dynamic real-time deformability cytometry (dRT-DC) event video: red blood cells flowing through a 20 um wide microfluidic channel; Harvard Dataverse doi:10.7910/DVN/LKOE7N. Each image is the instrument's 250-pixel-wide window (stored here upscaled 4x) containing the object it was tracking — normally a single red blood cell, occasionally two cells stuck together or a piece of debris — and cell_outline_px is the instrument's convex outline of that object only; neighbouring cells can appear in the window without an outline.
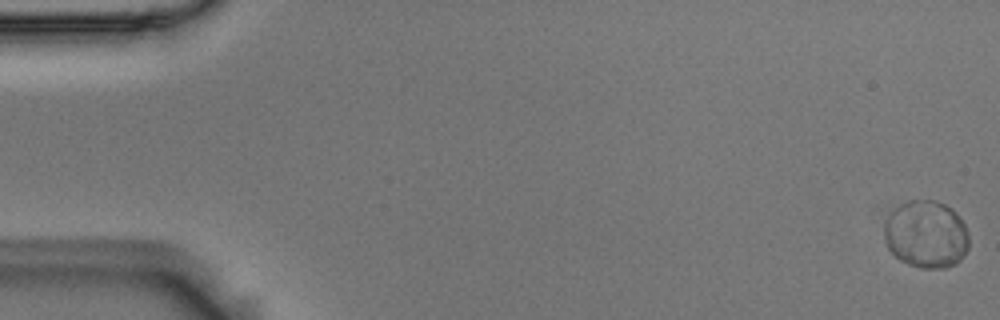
{"species": "Egyptian fruit bat (a non-hibernating species)", "species_latin": "Rousettus aegyptiacus", "temperature_condition": "room temperature", "stored_images_in_passage": 7, "camera_frame_rate_fps": 3000, "um_per_image_px": 0.085, "animal": {"sex": "male"}, "frame": {"image": 1, "passage_image": 1, "time_ms": 0.0, "image_size_px": [1000, 320], "cell_outline_px": [[968, 248], [964, 256], [956, 264], [944, 268], [920, 268], [908, 264], [900, 260], [888, 248], [884, 236], [884, 224], [888, 216], [896, 208], [912, 200], [932, 200], [944, 204], [952, 208], [956, 212], [964, 224], [968, 232]], "centroid_in_image_um": [78.74, 19.94], "position_along_channel_um": 6.3, "area_um2": 33.29}}
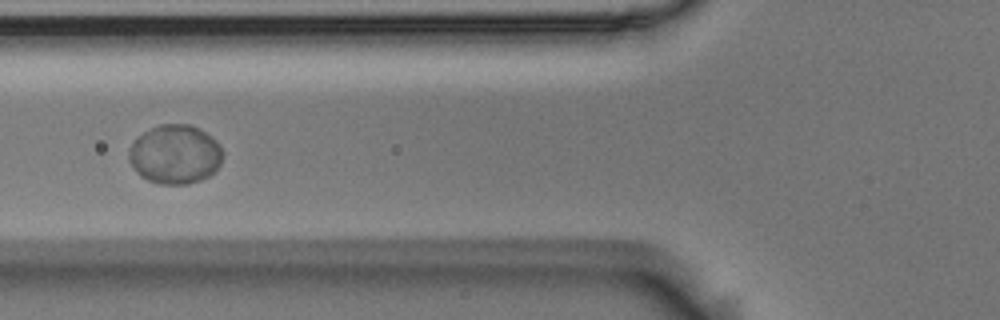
{"frame": {"image": 2, "passage_image": 7, "time_ms": 2.0, "image_size_px": [1000, 320], "cell_outline_px": [[224, 156], [220, 164], [208, 176], [200, 180], [188, 184], [160, 184], [148, 180], [140, 176], [136, 172], [128, 160], [128, 152], [132, 144], [144, 132], [160, 124], [188, 124], [200, 128], [212, 136], [224, 152]], "centroid_in_image_um": [14.89, 13.12], "position_along_channel_um": 110.9, "area_um2": 32.37}}